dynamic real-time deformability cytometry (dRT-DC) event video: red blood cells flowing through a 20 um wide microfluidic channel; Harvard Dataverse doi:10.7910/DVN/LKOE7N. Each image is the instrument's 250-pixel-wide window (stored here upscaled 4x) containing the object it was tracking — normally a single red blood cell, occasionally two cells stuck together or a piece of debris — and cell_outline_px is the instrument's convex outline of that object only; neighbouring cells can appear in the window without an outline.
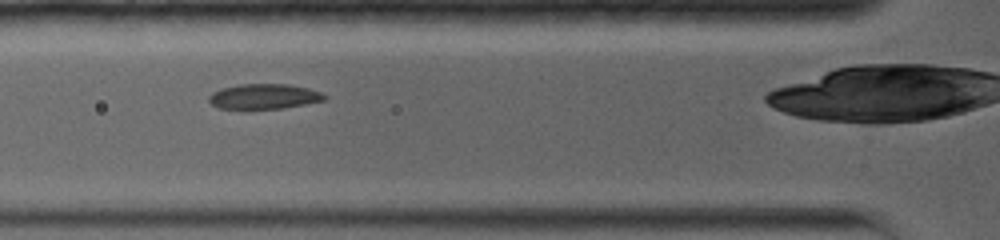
{"species": "common noctule bat (a hibernating species)", "species_latin": "Nyctalus noctula", "temperature_condition": "warm", "stored_images_in_passage": 8, "camera_frame_rate_fps": 5000, "um_per_image_px": 0.085, "animal": {"sex": "female", "body_mass_g": 19.0, "forearm_length_mm": 56.7}, "frame": {"image": 1, "passage_image": 4, "time_ms": 2.2, "image_size_px": [1000, 240], "cell_outline_px": [[328, 100], [280, 108], [244, 112], [216, 108], [208, 100], [208, 96], [212, 92], [220, 88], [240, 84], [288, 84], [308, 88], [320, 92], [328, 96]], "centroid_in_image_um": [22.36, 8.24], "position_along_channel_um": 103.4, "area_um2": 17.8}}
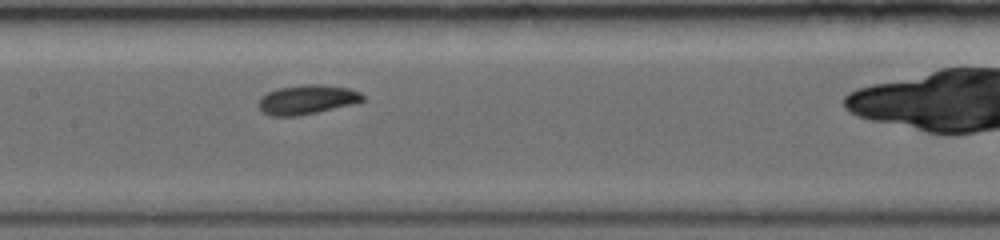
{"frame": {"image": 2, "passage_image": 7, "time_ms": 4.2, "image_size_px": [1000, 240], "cell_outline_px": [[364, 100], [352, 104], [316, 112], [296, 116], [268, 116], [256, 104], [260, 96], [276, 88], [304, 84], [320, 84], [348, 88], [360, 92], [364, 96]], "centroid_in_image_um": [26.04, 8.45], "position_along_channel_um": 181.4, "area_um2": 17.86}}
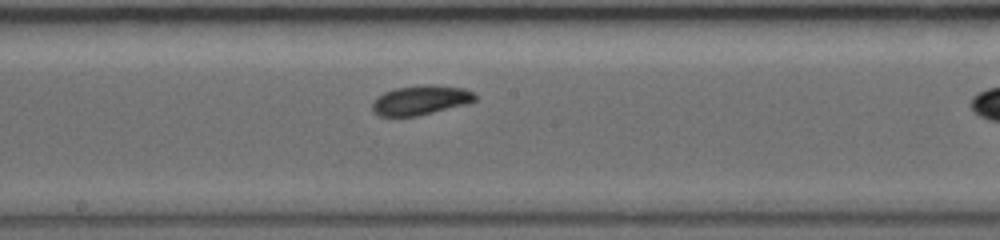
{"frame": {"image": 3, "passage_image": 8, "time_ms": 5.0, "image_size_px": [1000, 240], "cell_outline_px": [[476, 100], [464, 104], [416, 116], [380, 116], [372, 112], [372, 104], [376, 96], [384, 92], [396, 88], [428, 84], [432, 84], [464, 88], [472, 92], [476, 96]], "centroid_in_image_um": [35.7, 8.5], "position_along_channel_um": 212.5, "area_um2": 17.51}}